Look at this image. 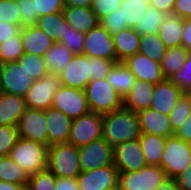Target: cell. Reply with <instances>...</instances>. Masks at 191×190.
<instances>
[{
  "label": "cell",
  "mask_w": 191,
  "mask_h": 190,
  "mask_svg": "<svg viewBox=\"0 0 191 190\" xmlns=\"http://www.w3.org/2000/svg\"><path fill=\"white\" fill-rule=\"evenodd\" d=\"M21 38L24 53L43 56L55 41L35 25L21 28Z\"/></svg>",
  "instance_id": "44dd1931"
},
{
  "label": "cell",
  "mask_w": 191,
  "mask_h": 190,
  "mask_svg": "<svg viewBox=\"0 0 191 190\" xmlns=\"http://www.w3.org/2000/svg\"><path fill=\"white\" fill-rule=\"evenodd\" d=\"M33 81L19 62L11 61L0 64L1 92L25 97Z\"/></svg>",
  "instance_id": "30bf717a"
},
{
  "label": "cell",
  "mask_w": 191,
  "mask_h": 190,
  "mask_svg": "<svg viewBox=\"0 0 191 190\" xmlns=\"http://www.w3.org/2000/svg\"><path fill=\"white\" fill-rule=\"evenodd\" d=\"M135 76L123 62H117L109 71L106 80L124 98L135 82Z\"/></svg>",
  "instance_id": "4316f807"
},
{
  "label": "cell",
  "mask_w": 191,
  "mask_h": 190,
  "mask_svg": "<svg viewBox=\"0 0 191 190\" xmlns=\"http://www.w3.org/2000/svg\"><path fill=\"white\" fill-rule=\"evenodd\" d=\"M172 13L182 19H191V0H175Z\"/></svg>",
  "instance_id": "f907efd6"
},
{
  "label": "cell",
  "mask_w": 191,
  "mask_h": 190,
  "mask_svg": "<svg viewBox=\"0 0 191 190\" xmlns=\"http://www.w3.org/2000/svg\"><path fill=\"white\" fill-rule=\"evenodd\" d=\"M18 139L17 126H0V157L9 156L10 150Z\"/></svg>",
  "instance_id": "60d3db41"
},
{
  "label": "cell",
  "mask_w": 191,
  "mask_h": 190,
  "mask_svg": "<svg viewBox=\"0 0 191 190\" xmlns=\"http://www.w3.org/2000/svg\"><path fill=\"white\" fill-rule=\"evenodd\" d=\"M78 151L81 171L114 165L113 147L104 138L81 146Z\"/></svg>",
  "instance_id": "8fae6325"
},
{
  "label": "cell",
  "mask_w": 191,
  "mask_h": 190,
  "mask_svg": "<svg viewBox=\"0 0 191 190\" xmlns=\"http://www.w3.org/2000/svg\"><path fill=\"white\" fill-rule=\"evenodd\" d=\"M183 25L184 19L180 18L177 14H166L165 20L161 24L157 34L167 49L182 46Z\"/></svg>",
  "instance_id": "d4e9b609"
},
{
  "label": "cell",
  "mask_w": 191,
  "mask_h": 190,
  "mask_svg": "<svg viewBox=\"0 0 191 190\" xmlns=\"http://www.w3.org/2000/svg\"><path fill=\"white\" fill-rule=\"evenodd\" d=\"M139 127L141 133L154 134L163 138L174 136L170 121L167 115H164L151 108L137 112Z\"/></svg>",
  "instance_id": "ffe728a7"
},
{
  "label": "cell",
  "mask_w": 191,
  "mask_h": 190,
  "mask_svg": "<svg viewBox=\"0 0 191 190\" xmlns=\"http://www.w3.org/2000/svg\"><path fill=\"white\" fill-rule=\"evenodd\" d=\"M26 109L25 98L1 92L0 126H16Z\"/></svg>",
  "instance_id": "603a6c76"
},
{
  "label": "cell",
  "mask_w": 191,
  "mask_h": 190,
  "mask_svg": "<svg viewBox=\"0 0 191 190\" xmlns=\"http://www.w3.org/2000/svg\"><path fill=\"white\" fill-rule=\"evenodd\" d=\"M191 164L190 144L174 136L165 138V147L160 159V167L167 178L175 179Z\"/></svg>",
  "instance_id": "5b68a950"
},
{
  "label": "cell",
  "mask_w": 191,
  "mask_h": 190,
  "mask_svg": "<svg viewBox=\"0 0 191 190\" xmlns=\"http://www.w3.org/2000/svg\"><path fill=\"white\" fill-rule=\"evenodd\" d=\"M190 115L191 99L186 93H183L174 109L168 115L172 130L175 132Z\"/></svg>",
  "instance_id": "74e56055"
},
{
  "label": "cell",
  "mask_w": 191,
  "mask_h": 190,
  "mask_svg": "<svg viewBox=\"0 0 191 190\" xmlns=\"http://www.w3.org/2000/svg\"><path fill=\"white\" fill-rule=\"evenodd\" d=\"M47 169L56 177L76 178L81 173L78 147L70 143L49 146Z\"/></svg>",
  "instance_id": "3957f363"
},
{
  "label": "cell",
  "mask_w": 191,
  "mask_h": 190,
  "mask_svg": "<svg viewBox=\"0 0 191 190\" xmlns=\"http://www.w3.org/2000/svg\"><path fill=\"white\" fill-rule=\"evenodd\" d=\"M182 46L187 50H191V19H184L182 31Z\"/></svg>",
  "instance_id": "9f6ffc18"
},
{
  "label": "cell",
  "mask_w": 191,
  "mask_h": 190,
  "mask_svg": "<svg viewBox=\"0 0 191 190\" xmlns=\"http://www.w3.org/2000/svg\"><path fill=\"white\" fill-rule=\"evenodd\" d=\"M88 60L90 62V81L106 78L111 68L117 63V60H107L89 56Z\"/></svg>",
  "instance_id": "b9f144b4"
},
{
  "label": "cell",
  "mask_w": 191,
  "mask_h": 190,
  "mask_svg": "<svg viewBox=\"0 0 191 190\" xmlns=\"http://www.w3.org/2000/svg\"><path fill=\"white\" fill-rule=\"evenodd\" d=\"M90 62L86 55H74L59 74L61 85L85 90L90 81Z\"/></svg>",
  "instance_id": "e0dca14e"
},
{
  "label": "cell",
  "mask_w": 191,
  "mask_h": 190,
  "mask_svg": "<svg viewBox=\"0 0 191 190\" xmlns=\"http://www.w3.org/2000/svg\"><path fill=\"white\" fill-rule=\"evenodd\" d=\"M167 178L160 166L147 165L134 172H119L118 190H154Z\"/></svg>",
  "instance_id": "8992f818"
},
{
  "label": "cell",
  "mask_w": 191,
  "mask_h": 190,
  "mask_svg": "<svg viewBox=\"0 0 191 190\" xmlns=\"http://www.w3.org/2000/svg\"><path fill=\"white\" fill-rule=\"evenodd\" d=\"M99 24L111 35L128 28L120 7L117 8L114 12L112 11L105 18L100 19Z\"/></svg>",
  "instance_id": "ee69618b"
},
{
  "label": "cell",
  "mask_w": 191,
  "mask_h": 190,
  "mask_svg": "<svg viewBox=\"0 0 191 190\" xmlns=\"http://www.w3.org/2000/svg\"><path fill=\"white\" fill-rule=\"evenodd\" d=\"M56 176L48 169L29 176L26 190H54Z\"/></svg>",
  "instance_id": "ab89813d"
},
{
  "label": "cell",
  "mask_w": 191,
  "mask_h": 190,
  "mask_svg": "<svg viewBox=\"0 0 191 190\" xmlns=\"http://www.w3.org/2000/svg\"><path fill=\"white\" fill-rule=\"evenodd\" d=\"M174 135L183 141L191 142V115L186 118L184 123L175 131Z\"/></svg>",
  "instance_id": "f5cc1de1"
},
{
  "label": "cell",
  "mask_w": 191,
  "mask_h": 190,
  "mask_svg": "<svg viewBox=\"0 0 191 190\" xmlns=\"http://www.w3.org/2000/svg\"><path fill=\"white\" fill-rule=\"evenodd\" d=\"M85 93L91 112L103 115L123 107V98L106 78L89 81Z\"/></svg>",
  "instance_id": "277c9868"
},
{
  "label": "cell",
  "mask_w": 191,
  "mask_h": 190,
  "mask_svg": "<svg viewBox=\"0 0 191 190\" xmlns=\"http://www.w3.org/2000/svg\"><path fill=\"white\" fill-rule=\"evenodd\" d=\"M166 47L158 34H147L140 38L139 53L161 63Z\"/></svg>",
  "instance_id": "836d02e7"
},
{
  "label": "cell",
  "mask_w": 191,
  "mask_h": 190,
  "mask_svg": "<svg viewBox=\"0 0 191 190\" xmlns=\"http://www.w3.org/2000/svg\"><path fill=\"white\" fill-rule=\"evenodd\" d=\"M9 157L31 176L47 169L48 146L19 137Z\"/></svg>",
  "instance_id": "7a4b0ae2"
},
{
  "label": "cell",
  "mask_w": 191,
  "mask_h": 190,
  "mask_svg": "<svg viewBox=\"0 0 191 190\" xmlns=\"http://www.w3.org/2000/svg\"><path fill=\"white\" fill-rule=\"evenodd\" d=\"M0 190H26L23 185L0 181Z\"/></svg>",
  "instance_id": "91938a15"
},
{
  "label": "cell",
  "mask_w": 191,
  "mask_h": 190,
  "mask_svg": "<svg viewBox=\"0 0 191 190\" xmlns=\"http://www.w3.org/2000/svg\"><path fill=\"white\" fill-rule=\"evenodd\" d=\"M57 42L68 47L74 55H82L85 34L80 33L66 22V32Z\"/></svg>",
  "instance_id": "f35d334b"
},
{
  "label": "cell",
  "mask_w": 191,
  "mask_h": 190,
  "mask_svg": "<svg viewBox=\"0 0 191 190\" xmlns=\"http://www.w3.org/2000/svg\"><path fill=\"white\" fill-rule=\"evenodd\" d=\"M169 80L176 84L183 93H187L191 89V50L187 53L182 69L172 75Z\"/></svg>",
  "instance_id": "7bdbcfd3"
},
{
  "label": "cell",
  "mask_w": 191,
  "mask_h": 190,
  "mask_svg": "<svg viewBox=\"0 0 191 190\" xmlns=\"http://www.w3.org/2000/svg\"><path fill=\"white\" fill-rule=\"evenodd\" d=\"M100 138H102V114L89 111L79 118L72 119L68 143L79 148Z\"/></svg>",
  "instance_id": "ba28073f"
},
{
  "label": "cell",
  "mask_w": 191,
  "mask_h": 190,
  "mask_svg": "<svg viewBox=\"0 0 191 190\" xmlns=\"http://www.w3.org/2000/svg\"><path fill=\"white\" fill-rule=\"evenodd\" d=\"M83 55L117 60L113 37L100 24L85 34Z\"/></svg>",
  "instance_id": "5bb4252c"
},
{
  "label": "cell",
  "mask_w": 191,
  "mask_h": 190,
  "mask_svg": "<svg viewBox=\"0 0 191 190\" xmlns=\"http://www.w3.org/2000/svg\"><path fill=\"white\" fill-rule=\"evenodd\" d=\"M93 0H65V6L91 7Z\"/></svg>",
  "instance_id": "680465c9"
},
{
  "label": "cell",
  "mask_w": 191,
  "mask_h": 190,
  "mask_svg": "<svg viewBox=\"0 0 191 190\" xmlns=\"http://www.w3.org/2000/svg\"><path fill=\"white\" fill-rule=\"evenodd\" d=\"M175 0H150L149 6L154 7L164 13H172Z\"/></svg>",
  "instance_id": "11a10c76"
},
{
  "label": "cell",
  "mask_w": 191,
  "mask_h": 190,
  "mask_svg": "<svg viewBox=\"0 0 191 190\" xmlns=\"http://www.w3.org/2000/svg\"><path fill=\"white\" fill-rule=\"evenodd\" d=\"M113 158L119 172H134L147 166L139 138L115 146Z\"/></svg>",
  "instance_id": "9a60e30c"
},
{
  "label": "cell",
  "mask_w": 191,
  "mask_h": 190,
  "mask_svg": "<svg viewBox=\"0 0 191 190\" xmlns=\"http://www.w3.org/2000/svg\"><path fill=\"white\" fill-rule=\"evenodd\" d=\"M17 62L24 67L25 71L34 81L44 78L49 72L43 56L24 53Z\"/></svg>",
  "instance_id": "d590c367"
},
{
  "label": "cell",
  "mask_w": 191,
  "mask_h": 190,
  "mask_svg": "<svg viewBox=\"0 0 191 190\" xmlns=\"http://www.w3.org/2000/svg\"><path fill=\"white\" fill-rule=\"evenodd\" d=\"M63 13L66 22L83 34H86L99 24V20L91 7L65 6Z\"/></svg>",
  "instance_id": "cb8c5ba5"
},
{
  "label": "cell",
  "mask_w": 191,
  "mask_h": 190,
  "mask_svg": "<svg viewBox=\"0 0 191 190\" xmlns=\"http://www.w3.org/2000/svg\"><path fill=\"white\" fill-rule=\"evenodd\" d=\"M35 26L43 30L49 37L57 42L66 32V20L63 11L46 14L38 18Z\"/></svg>",
  "instance_id": "f546056e"
},
{
  "label": "cell",
  "mask_w": 191,
  "mask_h": 190,
  "mask_svg": "<svg viewBox=\"0 0 191 190\" xmlns=\"http://www.w3.org/2000/svg\"><path fill=\"white\" fill-rule=\"evenodd\" d=\"M23 54L21 30L18 34L11 36L7 41L0 44V64L18 61Z\"/></svg>",
  "instance_id": "8d00e7d4"
},
{
  "label": "cell",
  "mask_w": 191,
  "mask_h": 190,
  "mask_svg": "<svg viewBox=\"0 0 191 190\" xmlns=\"http://www.w3.org/2000/svg\"><path fill=\"white\" fill-rule=\"evenodd\" d=\"M139 142L146 164L160 166V159L165 147V138L154 134L141 133Z\"/></svg>",
  "instance_id": "f1b7e54d"
},
{
  "label": "cell",
  "mask_w": 191,
  "mask_h": 190,
  "mask_svg": "<svg viewBox=\"0 0 191 190\" xmlns=\"http://www.w3.org/2000/svg\"><path fill=\"white\" fill-rule=\"evenodd\" d=\"M52 108L61 111L71 119L79 118L90 111L85 90L63 85L53 96Z\"/></svg>",
  "instance_id": "9c48e42d"
},
{
  "label": "cell",
  "mask_w": 191,
  "mask_h": 190,
  "mask_svg": "<svg viewBox=\"0 0 191 190\" xmlns=\"http://www.w3.org/2000/svg\"><path fill=\"white\" fill-rule=\"evenodd\" d=\"M121 5V0H93L91 8L98 20L105 18L112 11L114 12Z\"/></svg>",
  "instance_id": "c3c4849f"
},
{
  "label": "cell",
  "mask_w": 191,
  "mask_h": 190,
  "mask_svg": "<svg viewBox=\"0 0 191 190\" xmlns=\"http://www.w3.org/2000/svg\"><path fill=\"white\" fill-rule=\"evenodd\" d=\"M148 6L149 3L145 0H121L120 8L128 28H135L140 23Z\"/></svg>",
  "instance_id": "e575fe53"
},
{
  "label": "cell",
  "mask_w": 191,
  "mask_h": 190,
  "mask_svg": "<svg viewBox=\"0 0 191 190\" xmlns=\"http://www.w3.org/2000/svg\"><path fill=\"white\" fill-rule=\"evenodd\" d=\"M191 99V89L186 93Z\"/></svg>",
  "instance_id": "94428289"
},
{
  "label": "cell",
  "mask_w": 191,
  "mask_h": 190,
  "mask_svg": "<svg viewBox=\"0 0 191 190\" xmlns=\"http://www.w3.org/2000/svg\"><path fill=\"white\" fill-rule=\"evenodd\" d=\"M183 92L169 79L155 84L150 108L164 115H169L177 104Z\"/></svg>",
  "instance_id": "ac0fdd59"
},
{
  "label": "cell",
  "mask_w": 191,
  "mask_h": 190,
  "mask_svg": "<svg viewBox=\"0 0 191 190\" xmlns=\"http://www.w3.org/2000/svg\"><path fill=\"white\" fill-rule=\"evenodd\" d=\"M188 51L183 47H172L166 49L161 61V69L165 79L180 71L186 61Z\"/></svg>",
  "instance_id": "4dcf8cb0"
},
{
  "label": "cell",
  "mask_w": 191,
  "mask_h": 190,
  "mask_svg": "<svg viewBox=\"0 0 191 190\" xmlns=\"http://www.w3.org/2000/svg\"><path fill=\"white\" fill-rule=\"evenodd\" d=\"M0 21L16 24L22 28L21 16L16 0L0 1Z\"/></svg>",
  "instance_id": "f6af8a7d"
},
{
  "label": "cell",
  "mask_w": 191,
  "mask_h": 190,
  "mask_svg": "<svg viewBox=\"0 0 191 190\" xmlns=\"http://www.w3.org/2000/svg\"><path fill=\"white\" fill-rule=\"evenodd\" d=\"M48 133V147L54 144L68 143L72 119L54 108L45 110Z\"/></svg>",
  "instance_id": "d6986e66"
},
{
  "label": "cell",
  "mask_w": 191,
  "mask_h": 190,
  "mask_svg": "<svg viewBox=\"0 0 191 190\" xmlns=\"http://www.w3.org/2000/svg\"><path fill=\"white\" fill-rule=\"evenodd\" d=\"M54 190H80L76 178L57 177Z\"/></svg>",
  "instance_id": "816d5d0a"
},
{
  "label": "cell",
  "mask_w": 191,
  "mask_h": 190,
  "mask_svg": "<svg viewBox=\"0 0 191 190\" xmlns=\"http://www.w3.org/2000/svg\"><path fill=\"white\" fill-rule=\"evenodd\" d=\"M112 37L117 53V62H123L128 57L139 52L141 36L134 28L123 29L113 34Z\"/></svg>",
  "instance_id": "484cf974"
},
{
  "label": "cell",
  "mask_w": 191,
  "mask_h": 190,
  "mask_svg": "<svg viewBox=\"0 0 191 190\" xmlns=\"http://www.w3.org/2000/svg\"><path fill=\"white\" fill-rule=\"evenodd\" d=\"M155 84L135 79L130 92L123 98V107L133 112L150 108Z\"/></svg>",
  "instance_id": "7402d4cb"
},
{
  "label": "cell",
  "mask_w": 191,
  "mask_h": 190,
  "mask_svg": "<svg viewBox=\"0 0 191 190\" xmlns=\"http://www.w3.org/2000/svg\"><path fill=\"white\" fill-rule=\"evenodd\" d=\"M60 86L59 75L50 72L44 78L33 81L24 97L26 108L42 110L51 108L53 96Z\"/></svg>",
  "instance_id": "52a82bcc"
},
{
  "label": "cell",
  "mask_w": 191,
  "mask_h": 190,
  "mask_svg": "<svg viewBox=\"0 0 191 190\" xmlns=\"http://www.w3.org/2000/svg\"><path fill=\"white\" fill-rule=\"evenodd\" d=\"M16 126L19 137L48 146L45 110L26 108Z\"/></svg>",
  "instance_id": "4fadbf2b"
},
{
  "label": "cell",
  "mask_w": 191,
  "mask_h": 190,
  "mask_svg": "<svg viewBox=\"0 0 191 190\" xmlns=\"http://www.w3.org/2000/svg\"><path fill=\"white\" fill-rule=\"evenodd\" d=\"M175 180L180 190H191V164Z\"/></svg>",
  "instance_id": "db71d44e"
},
{
  "label": "cell",
  "mask_w": 191,
  "mask_h": 190,
  "mask_svg": "<svg viewBox=\"0 0 191 190\" xmlns=\"http://www.w3.org/2000/svg\"><path fill=\"white\" fill-rule=\"evenodd\" d=\"M20 30L19 25L0 21V44L7 41L11 36L18 34Z\"/></svg>",
  "instance_id": "681fc988"
},
{
  "label": "cell",
  "mask_w": 191,
  "mask_h": 190,
  "mask_svg": "<svg viewBox=\"0 0 191 190\" xmlns=\"http://www.w3.org/2000/svg\"><path fill=\"white\" fill-rule=\"evenodd\" d=\"M76 180L80 190H117L119 171L115 165H107L90 171H81Z\"/></svg>",
  "instance_id": "7c38bea8"
},
{
  "label": "cell",
  "mask_w": 191,
  "mask_h": 190,
  "mask_svg": "<svg viewBox=\"0 0 191 190\" xmlns=\"http://www.w3.org/2000/svg\"><path fill=\"white\" fill-rule=\"evenodd\" d=\"M29 175L9 156L0 157V181L28 185Z\"/></svg>",
  "instance_id": "1f68e13d"
},
{
  "label": "cell",
  "mask_w": 191,
  "mask_h": 190,
  "mask_svg": "<svg viewBox=\"0 0 191 190\" xmlns=\"http://www.w3.org/2000/svg\"><path fill=\"white\" fill-rule=\"evenodd\" d=\"M154 190H180L178 184L173 178H166L160 185Z\"/></svg>",
  "instance_id": "6f0895ef"
},
{
  "label": "cell",
  "mask_w": 191,
  "mask_h": 190,
  "mask_svg": "<svg viewBox=\"0 0 191 190\" xmlns=\"http://www.w3.org/2000/svg\"><path fill=\"white\" fill-rule=\"evenodd\" d=\"M166 13L154 7L148 6L145 16L141 18L140 23L135 26L136 32L140 35L157 34L163 21L165 20Z\"/></svg>",
  "instance_id": "d6a6232c"
},
{
  "label": "cell",
  "mask_w": 191,
  "mask_h": 190,
  "mask_svg": "<svg viewBox=\"0 0 191 190\" xmlns=\"http://www.w3.org/2000/svg\"><path fill=\"white\" fill-rule=\"evenodd\" d=\"M73 56L74 54L68 47L55 42L44 55L48 71L59 75L64 71Z\"/></svg>",
  "instance_id": "83f0119b"
},
{
  "label": "cell",
  "mask_w": 191,
  "mask_h": 190,
  "mask_svg": "<svg viewBox=\"0 0 191 190\" xmlns=\"http://www.w3.org/2000/svg\"><path fill=\"white\" fill-rule=\"evenodd\" d=\"M141 135L136 112L124 107L102 115V138L113 148Z\"/></svg>",
  "instance_id": "6da1fadb"
},
{
  "label": "cell",
  "mask_w": 191,
  "mask_h": 190,
  "mask_svg": "<svg viewBox=\"0 0 191 190\" xmlns=\"http://www.w3.org/2000/svg\"><path fill=\"white\" fill-rule=\"evenodd\" d=\"M123 63L133 73L136 79L152 84H157L165 79L162 73L161 63L139 52L128 57Z\"/></svg>",
  "instance_id": "2e32d148"
},
{
  "label": "cell",
  "mask_w": 191,
  "mask_h": 190,
  "mask_svg": "<svg viewBox=\"0 0 191 190\" xmlns=\"http://www.w3.org/2000/svg\"><path fill=\"white\" fill-rule=\"evenodd\" d=\"M35 12L39 16L62 12L65 7V0H33Z\"/></svg>",
  "instance_id": "7dc6e473"
},
{
  "label": "cell",
  "mask_w": 191,
  "mask_h": 190,
  "mask_svg": "<svg viewBox=\"0 0 191 190\" xmlns=\"http://www.w3.org/2000/svg\"><path fill=\"white\" fill-rule=\"evenodd\" d=\"M18 10L21 16L22 27L35 25L40 17L38 12H35L33 0H17Z\"/></svg>",
  "instance_id": "bcb514c9"
}]
</instances>
